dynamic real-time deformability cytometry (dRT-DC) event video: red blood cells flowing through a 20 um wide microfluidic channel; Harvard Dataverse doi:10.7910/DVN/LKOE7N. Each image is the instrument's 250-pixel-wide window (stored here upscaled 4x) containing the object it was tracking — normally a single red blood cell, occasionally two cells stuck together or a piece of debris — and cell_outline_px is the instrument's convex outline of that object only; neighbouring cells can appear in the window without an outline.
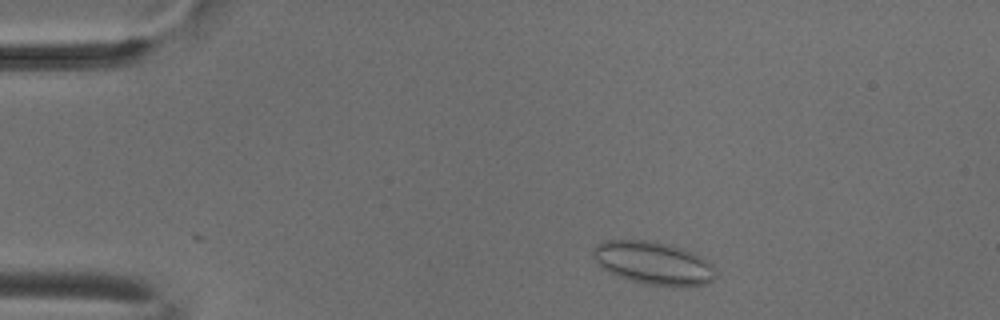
{"species": "common noctule bat (a hibernating species)", "species_latin": "Nyctalus noctula", "temperature_condition": "cold", "stored_images_in_passage": 5, "camera_frame_rate_fps": 3000, "um_per_image_px": 0.085, "animal": {"sex": "male", "body_mass_g": 18.8}, "frame": {"image": 1, "passage_image": 2, "time_ms": 0.333, "image_size_px": [1000, 320], "cell_outline_px": [[716, 276], [708, 284], [644, 284], [608, 272], [592, 256], [592, 252], [596, 244], [604, 240], [648, 240], [680, 248], [692, 252], [708, 260], [712, 264]], "centroid_in_image_um": [55.51, 22.32], "position_along_channel_um": 29.5, "area_um2": 29.82}}